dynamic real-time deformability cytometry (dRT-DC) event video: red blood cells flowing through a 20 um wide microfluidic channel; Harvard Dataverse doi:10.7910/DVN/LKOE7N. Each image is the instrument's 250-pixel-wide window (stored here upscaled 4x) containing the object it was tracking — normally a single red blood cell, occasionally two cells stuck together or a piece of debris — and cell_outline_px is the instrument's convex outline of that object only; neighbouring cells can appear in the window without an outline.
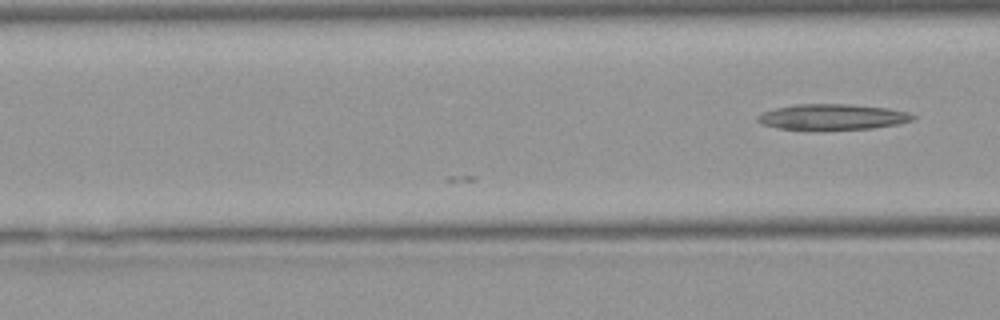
{"species": "Egyptian fruit bat (a non-hibernating species)", "species_latin": "Rousettus aegyptiacus", "temperature_condition": "warm", "stored_images_in_passage": 3, "camera_frame_rate_fps": 3000, "um_per_image_px": 0.085, "animal": {"sex": "female"}, "frame": {"image": 1, "passage_image": 3, "time_ms": 0.667, "image_size_px": [1000, 320], "cell_outline_px": [[916, 116], [912, 120], [900, 124], [872, 128], [776, 128], [760, 124], [756, 120], [756, 116], [764, 112], [776, 108], [796, 104], [852, 104], [888, 108], [908, 112]], "centroid_in_image_um": [70.77, 9.91], "position_along_channel_um": 95.8, "area_um2": 22.77}}